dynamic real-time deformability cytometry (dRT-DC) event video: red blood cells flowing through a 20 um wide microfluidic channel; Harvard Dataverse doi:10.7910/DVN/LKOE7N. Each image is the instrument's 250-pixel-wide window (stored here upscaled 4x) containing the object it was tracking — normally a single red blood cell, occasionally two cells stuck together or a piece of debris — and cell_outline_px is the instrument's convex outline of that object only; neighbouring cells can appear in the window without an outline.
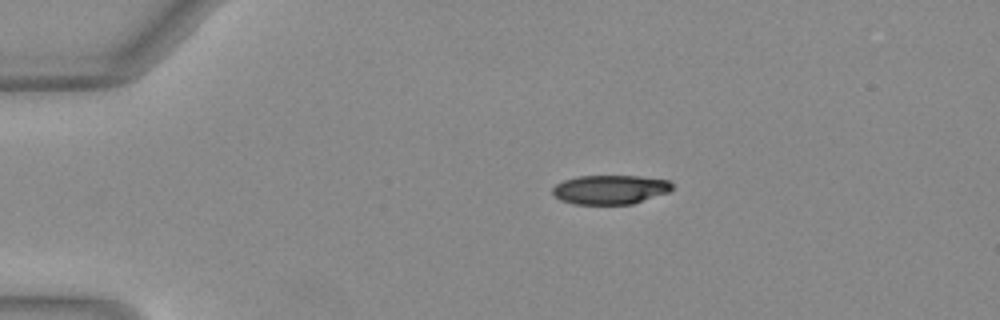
{"species": "Egyptian fruit bat (a non-hibernating species)", "species_latin": "Rousettus aegyptiacus", "temperature_condition": "warm", "stored_images_in_passage": 10, "camera_frame_rate_fps": 3000, "um_per_image_px": 0.085, "animal": {"sex": "female"}, "frame": {"image": 1, "passage_image": 1, "time_ms": 0.0, "image_size_px": [1000, 320], "cell_outline_px": [[672, 188], [668, 192], [632, 204], [572, 204], [560, 200], [552, 192], [552, 188], [556, 184], [564, 180], [576, 176], [640, 176], [668, 180], [672, 184]], "centroid_in_image_um": [51.84, 16.11], "position_along_channel_um": 33.2, "area_um2": 20.29}}